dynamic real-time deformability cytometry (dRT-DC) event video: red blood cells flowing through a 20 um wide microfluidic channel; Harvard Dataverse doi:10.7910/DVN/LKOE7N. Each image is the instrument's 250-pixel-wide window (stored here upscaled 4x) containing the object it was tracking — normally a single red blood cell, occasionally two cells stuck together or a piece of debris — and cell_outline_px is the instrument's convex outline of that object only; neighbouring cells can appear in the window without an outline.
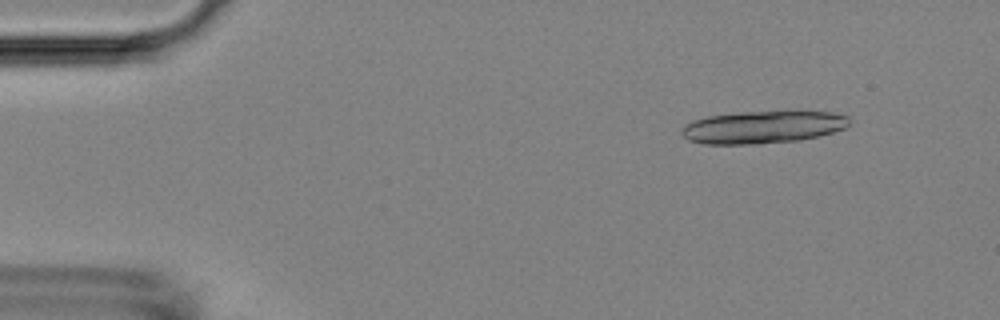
{"species": "Egyptian fruit bat (a non-hibernating species)", "species_latin": "Rousettus aegyptiacus", "temperature_condition": "room temperature", "stored_images_in_passage": 16, "camera_frame_rate_fps": 3000, "um_per_image_px": 0.085, "animal": {"sex": "female"}, "frame": {"image": 1, "passage_image": 5, "time_ms": 1.333, "image_size_px": [1000, 320], "cell_outline_px": [[848, 124], [844, 128], [832, 132], [800, 140], [760, 144], [704, 144], [688, 140], [680, 132], [680, 128], [684, 124], [692, 120], [708, 116], [744, 112], [792, 108], [800, 108], [832, 112], [848, 116]], "centroid_in_image_um": [64.86, 10.76], "position_along_channel_um": 20.1, "area_um2": 32.95}}